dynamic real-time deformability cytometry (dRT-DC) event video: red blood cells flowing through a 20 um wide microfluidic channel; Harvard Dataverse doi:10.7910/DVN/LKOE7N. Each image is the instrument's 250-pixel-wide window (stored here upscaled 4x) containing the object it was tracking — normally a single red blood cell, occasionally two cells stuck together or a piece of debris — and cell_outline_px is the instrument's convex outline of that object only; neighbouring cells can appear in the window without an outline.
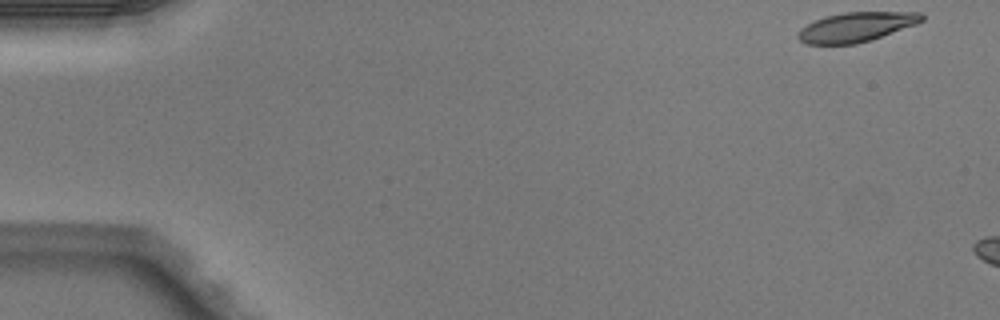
{"species": "Egyptian fruit bat (a non-hibernating species)", "species_latin": "Rousettus aegyptiacus", "temperature_condition": "warm", "stored_images_in_passage": 3, "camera_frame_rate_fps": 3000, "um_per_image_px": 0.085, "animal": {"sex": "male"}, "frame": {"image": 1, "passage_image": 1, "time_ms": 0.0, "image_size_px": [1000, 320], "cell_outline_px": [[924, 20], [916, 24], [872, 40], [856, 44], [804, 44], [796, 36], [796, 32], [800, 28], [824, 16], [844, 12], [920, 12], [924, 16]], "centroid_in_image_um": [72.75, 2.3], "position_along_channel_um": 12.2, "area_um2": 21.44}}